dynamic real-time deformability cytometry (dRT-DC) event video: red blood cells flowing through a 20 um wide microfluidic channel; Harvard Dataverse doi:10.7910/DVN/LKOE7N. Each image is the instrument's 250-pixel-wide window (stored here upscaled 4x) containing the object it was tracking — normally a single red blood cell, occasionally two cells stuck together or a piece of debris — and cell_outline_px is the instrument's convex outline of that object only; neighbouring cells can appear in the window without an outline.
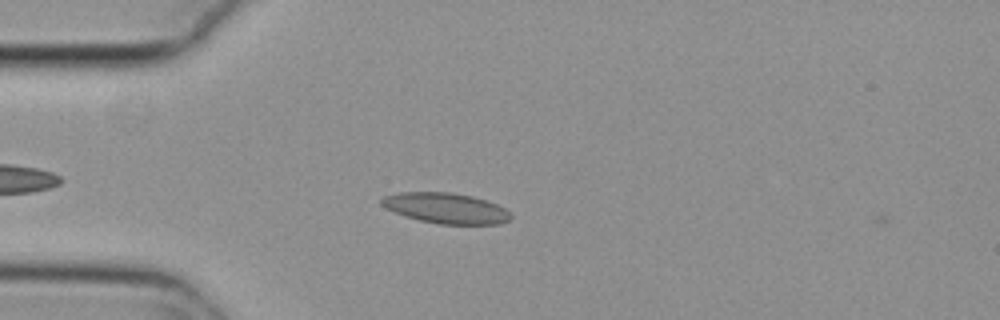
{"species": "common noctule bat (a hibernating species)", "species_latin": "Nyctalus noctula", "temperature_condition": "cold", "stored_images_in_passage": 2, "camera_frame_rate_fps": 3000, "um_per_image_px": 0.085, "animal": {"sex": "female", "body_mass_g": 29.2, "forearm_length_mm": 56.3}, "frame": {"image": 1, "passage_image": 1, "time_ms": 0.0, "image_size_px": [1000, 320], "cell_outline_px": [[512, 216], [508, 220], [500, 224], [440, 224], [420, 220], [404, 216], [380, 204], [380, 200], [384, 196], [396, 192], [452, 192], [472, 196], [496, 204], [504, 208]], "centroid_in_image_um": [37.88, 17.68], "position_along_channel_um": 47.1, "area_um2": 22.83}}